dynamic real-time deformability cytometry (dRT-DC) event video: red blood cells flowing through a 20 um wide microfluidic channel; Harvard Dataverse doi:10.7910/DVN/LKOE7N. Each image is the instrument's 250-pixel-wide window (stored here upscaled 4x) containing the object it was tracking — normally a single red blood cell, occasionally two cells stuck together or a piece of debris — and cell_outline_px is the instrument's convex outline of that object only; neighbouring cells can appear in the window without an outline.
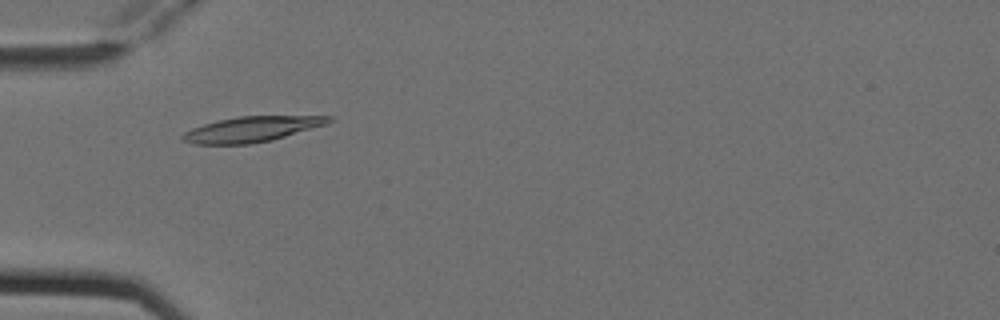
{"species": "Egyptian fruit bat (a non-hibernating species)", "species_latin": "Rousettus aegyptiacus", "temperature_condition": "cold", "stored_images_in_passage": 2, "camera_frame_rate_fps": 3000, "um_per_image_px": 0.085, "animal": {"sex": "female"}, "frame": {"image": 1, "passage_image": 1, "time_ms": 0.0, "image_size_px": [1000, 320], "cell_outline_px": [[332, 120], [328, 124], [272, 140], [248, 144], [196, 144], [180, 140], [180, 136], [184, 132], [192, 128], [204, 124], [220, 120], [240, 116], [332, 116]], "centroid_in_image_um": [21.39, 10.98], "position_along_channel_um": 63.6, "area_um2": 21.5}}
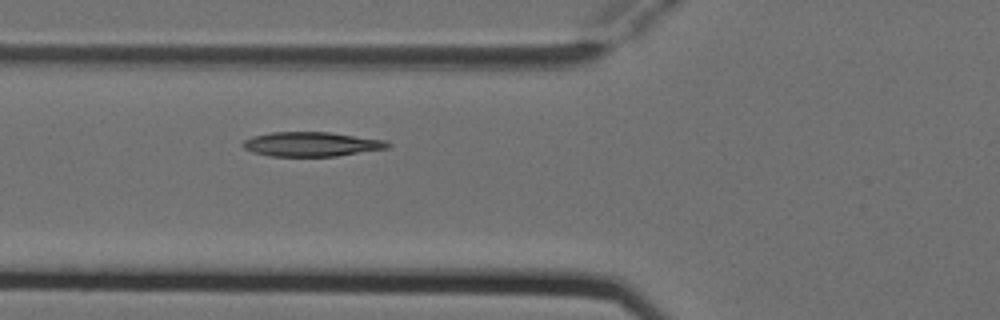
{"frame": {"image": 2, "passage_image": 2, "time_ms": 0.333, "image_size_px": [1000, 320], "cell_outline_px": [[392, 144], [388, 148], [336, 156], [272, 156], [252, 152], [244, 148], [240, 144], [244, 140], [252, 136], [272, 132], [328, 132], [388, 140]], "centroid_in_image_um": [26.48, 12.25], "position_along_channel_um": 99.3, "area_um2": 20.69}}